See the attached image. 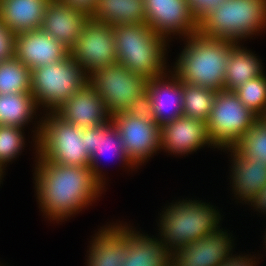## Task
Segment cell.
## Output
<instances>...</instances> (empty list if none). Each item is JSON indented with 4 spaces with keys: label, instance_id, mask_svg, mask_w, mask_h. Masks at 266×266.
<instances>
[{
    "label": "cell",
    "instance_id": "1",
    "mask_svg": "<svg viewBox=\"0 0 266 266\" xmlns=\"http://www.w3.org/2000/svg\"><path fill=\"white\" fill-rule=\"evenodd\" d=\"M35 188L41 211L51 220L61 221L91 205L102 192L89 166H70L38 156ZM101 191V192H100Z\"/></svg>",
    "mask_w": 266,
    "mask_h": 266
},
{
    "label": "cell",
    "instance_id": "2",
    "mask_svg": "<svg viewBox=\"0 0 266 266\" xmlns=\"http://www.w3.org/2000/svg\"><path fill=\"white\" fill-rule=\"evenodd\" d=\"M186 39L187 44L174 65V74L182 82L217 92L224 90L228 57L238 43L208 38L199 33Z\"/></svg>",
    "mask_w": 266,
    "mask_h": 266
},
{
    "label": "cell",
    "instance_id": "3",
    "mask_svg": "<svg viewBox=\"0 0 266 266\" xmlns=\"http://www.w3.org/2000/svg\"><path fill=\"white\" fill-rule=\"evenodd\" d=\"M112 29L117 63L147 80L166 74V40L149 25L120 24L112 25Z\"/></svg>",
    "mask_w": 266,
    "mask_h": 266
},
{
    "label": "cell",
    "instance_id": "4",
    "mask_svg": "<svg viewBox=\"0 0 266 266\" xmlns=\"http://www.w3.org/2000/svg\"><path fill=\"white\" fill-rule=\"evenodd\" d=\"M160 214L161 239L172 255L180 248L216 232L221 215L213 206L198 200L178 201ZM220 219V220H219Z\"/></svg>",
    "mask_w": 266,
    "mask_h": 266
},
{
    "label": "cell",
    "instance_id": "5",
    "mask_svg": "<svg viewBox=\"0 0 266 266\" xmlns=\"http://www.w3.org/2000/svg\"><path fill=\"white\" fill-rule=\"evenodd\" d=\"M265 27L266 0H224L199 21L198 33L239 43Z\"/></svg>",
    "mask_w": 266,
    "mask_h": 266
},
{
    "label": "cell",
    "instance_id": "6",
    "mask_svg": "<svg viewBox=\"0 0 266 266\" xmlns=\"http://www.w3.org/2000/svg\"><path fill=\"white\" fill-rule=\"evenodd\" d=\"M47 115L39 122L35 135L37 156L62 165L89 166L90 154L85 148L82 128L66 122L55 112Z\"/></svg>",
    "mask_w": 266,
    "mask_h": 266
},
{
    "label": "cell",
    "instance_id": "7",
    "mask_svg": "<svg viewBox=\"0 0 266 266\" xmlns=\"http://www.w3.org/2000/svg\"><path fill=\"white\" fill-rule=\"evenodd\" d=\"M87 83L89 76L70 54L31 70V94L37 106H46L49 112H55Z\"/></svg>",
    "mask_w": 266,
    "mask_h": 266
},
{
    "label": "cell",
    "instance_id": "8",
    "mask_svg": "<svg viewBox=\"0 0 266 266\" xmlns=\"http://www.w3.org/2000/svg\"><path fill=\"white\" fill-rule=\"evenodd\" d=\"M147 82L145 77L119 63L98 69L89 76V83L111 116L145 108Z\"/></svg>",
    "mask_w": 266,
    "mask_h": 266
},
{
    "label": "cell",
    "instance_id": "9",
    "mask_svg": "<svg viewBox=\"0 0 266 266\" xmlns=\"http://www.w3.org/2000/svg\"><path fill=\"white\" fill-rule=\"evenodd\" d=\"M259 119L234 91L220 90L206 121L209 138L215 148H232Z\"/></svg>",
    "mask_w": 266,
    "mask_h": 266
},
{
    "label": "cell",
    "instance_id": "10",
    "mask_svg": "<svg viewBox=\"0 0 266 266\" xmlns=\"http://www.w3.org/2000/svg\"><path fill=\"white\" fill-rule=\"evenodd\" d=\"M111 121L119 131L125 152L135 167L161 149L160 127L144 108L116 113L111 116Z\"/></svg>",
    "mask_w": 266,
    "mask_h": 266
},
{
    "label": "cell",
    "instance_id": "11",
    "mask_svg": "<svg viewBox=\"0 0 266 266\" xmlns=\"http://www.w3.org/2000/svg\"><path fill=\"white\" fill-rule=\"evenodd\" d=\"M70 56L88 76L98 69L116 64L117 54L112 26L89 19L79 38L70 48Z\"/></svg>",
    "mask_w": 266,
    "mask_h": 266
},
{
    "label": "cell",
    "instance_id": "12",
    "mask_svg": "<svg viewBox=\"0 0 266 266\" xmlns=\"http://www.w3.org/2000/svg\"><path fill=\"white\" fill-rule=\"evenodd\" d=\"M146 24L161 38L169 34L184 37L198 33L199 22L187 0H144Z\"/></svg>",
    "mask_w": 266,
    "mask_h": 266
},
{
    "label": "cell",
    "instance_id": "13",
    "mask_svg": "<svg viewBox=\"0 0 266 266\" xmlns=\"http://www.w3.org/2000/svg\"><path fill=\"white\" fill-rule=\"evenodd\" d=\"M166 76L167 74L148 80L146 87L144 109L159 127L183 116L182 81L175 74L170 76V80H166Z\"/></svg>",
    "mask_w": 266,
    "mask_h": 266
},
{
    "label": "cell",
    "instance_id": "14",
    "mask_svg": "<svg viewBox=\"0 0 266 266\" xmlns=\"http://www.w3.org/2000/svg\"><path fill=\"white\" fill-rule=\"evenodd\" d=\"M70 49L41 28L15 35L14 56L30 70L66 58Z\"/></svg>",
    "mask_w": 266,
    "mask_h": 266
},
{
    "label": "cell",
    "instance_id": "15",
    "mask_svg": "<svg viewBox=\"0 0 266 266\" xmlns=\"http://www.w3.org/2000/svg\"><path fill=\"white\" fill-rule=\"evenodd\" d=\"M231 241L228 233L219 228L173 253L170 266H220L232 255Z\"/></svg>",
    "mask_w": 266,
    "mask_h": 266
},
{
    "label": "cell",
    "instance_id": "16",
    "mask_svg": "<svg viewBox=\"0 0 266 266\" xmlns=\"http://www.w3.org/2000/svg\"><path fill=\"white\" fill-rule=\"evenodd\" d=\"M55 113L82 129L94 128L111 121L104 101L90 83L75 92Z\"/></svg>",
    "mask_w": 266,
    "mask_h": 266
},
{
    "label": "cell",
    "instance_id": "17",
    "mask_svg": "<svg viewBox=\"0 0 266 266\" xmlns=\"http://www.w3.org/2000/svg\"><path fill=\"white\" fill-rule=\"evenodd\" d=\"M209 145L215 147L208 135L206 121L185 116L160 127V146L175 154H188Z\"/></svg>",
    "mask_w": 266,
    "mask_h": 266
},
{
    "label": "cell",
    "instance_id": "18",
    "mask_svg": "<svg viewBox=\"0 0 266 266\" xmlns=\"http://www.w3.org/2000/svg\"><path fill=\"white\" fill-rule=\"evenodd\" d=\"M82 132L85 134V148L90 154L89 168L93 173L94 179L103 187V175L98 168V161L100 157L105 155L117 156L122 160L126 166L133 168L135 165L128 158L123 141L120 137L119 131L114 126L112 121L94 128H83Z\"/></svg>",
    "mask_w": 266,
    "mask_h": 266
},
{
    "label": "cell",
    "instance_id": "19",
    "mask_svg": "<svg viewBox=\"0 0 266 266\" xmlns=\"http://www.w3.org/2000/svg\"><path fill=\"white\" fill-rule=\"evenodd\" d=\"M90 16L60 0L48 2L41 29L53 38L71 48L79 38Z\"/></svg>",
    "mask_w": 266,
    "mask_h": 266
},
{
    "label": "cell",
    "instance_id": "20",
    "mask_svg": "<svg viewBox=\"0 0 266 266\" xmlns=\"http://www.w3.org/2000/svg\"><path fill=\"white\" fill-rule=\"evenodd\" d=\"M126 261L122 266H170L172 255L161 239L145 236L125 225Z\"/></svg>",
    "mask_w": 266,
    "mask_h": 266
},
{
    "label": "cell",
    "instance_id": "21",
    "mask_svg": "<svg viewBox=\"0 0 266 266\" xmlns=\"http://www.w3.org/2000/svg\"><path fill=\"white\" fill-rule=\"evenodd\" d=\"M95 234L87 266H122L126 261L125 225H109Z\"/></svg>",
    "mask_w": 266,
    "mask_h": 266
},
{
    "label": "cell",
    "instance_id": "22",
    "mask_svg": "<svg viewBox=\"0 0 266 266\" xmlns=\"http://www.w3.org/2000/svg\"><path fill=\"white\" fill-rule=\"evenodd\" d=\"M50 0H0V19L15 35L40 29Z\"/></svg>",
    "mask_w": 266,
    "mask_h": 266
},
{
    "label": "cell",
    "instance_id": "23",
    "mask_svg": "<svg viewBox=\"0 0 266 266\" xmlns=\"http://www.w3.org/2000/svg\"><path fill=\"white\" fill-rule=\"evenodd\" d=\"M227 150H231V156L233 155L231 177L234 194L246 203L266 185V164L247 159L235 147Z\"/></svg>",
    "mask_w": 266,
    "mask_h": 266
},
{
    "label": "cell",
    "instance_id": "24",
    "mask_svg": "<svg viewBox=\"0 0 266 266\" xmlns=\"http://www.w3.org/2000/svg\"><path fill=\"white\" fill-rule=\"evenodd\" d=\"M90 19L110 26L146 23L144 0H97Z\"/></svg>",
    "mask_w": 266,
    "mask_h": 266
},
{
    "label": "cell",
    "instance_id": "25",
    "mask_svg": "<svg viewBox=\"0 0 266 266\" xmlns=\"http://www.w3.org/2000/svg\"><path fill=\"white\" fill-rule=\"evenodd\" d=\"M264 74L260 60L249 50L237 45L228 57L224 90L234 91L245 82Z\"/></svg>",
    "mask_w": 266,
    "mask_h": 266
},
{
    "label": "cell",
    "instance_id": "26",
    "mask_svg": "<svg viewBox=\"0 0 266 266\" xmlns=\"http://www.w3.org/2000/svg\"><path fill=\"white\" fill-rule=\"evenodd\" d=\"M36 109L38 106L31 93L0 94V125L23 128L33 119Z\"/></svg>",
    "mask_w": 266,
    "mask_h": 266
},
{
    "label": "cell",
    "instance_id": "27",
    "mask_svg": "<svg viewBox=\"0 0 266 266\" xmlns=\"http://www.w3.org/2000/svg\"><path fill=\"white\" fill-rule=\"evenodd\" d=\"M183 116L207 121L214 105L217 91L199 85L182 82Z\"/></svg>",
    "mask_w": 266,
    "mask_h": 266
},
{
    "label": "cell",
    "instance_id": "28",
    "mask_svg": "<svg viewBox=\"0 0 266 266\" xmlns=\"http://www.w3.org/2000/svg\"><path fill=\"white\" fill-rule=\"evenodd\" d=\"M31 93V70L15 56L0 62V94Z\"/></svg>",
    "mask_w": 266,
    "mask_h": 266
},
{
    "label": "cell",
    "instance_id": "29",
    "mask_svg": "<svg viewBox=\"0 0 266 266\" xmlns=\"http://www.w3.org/2000/svg\"><path fill=\"white\" fill-rule=\"evenodd\" d=\"M234 147L247 159L266 164V120L260 118Z\"/></svg>",
    "mask_w": 266,
    "mask_h": 266
},
{
    "label": "cell",
    "instance_id": "30",
    "mask_svg": "<svg viewBox=\"0 0 266 266\" xmlns=\"http://www.w3.org/2000/svg\"><path fill=\"white\" fill-rule=\"evenodd\" d=\"M240 101L260 118L266 115L265 74L245 82L234 90Z\"/></svg>",
    "mask_w": 266,
    "mask_h": 266
},
{
    "label": "cell",
    "instance_id": "31",
    "mask_svg": "<svg viewBox=\"0 0 266 266\" xmlns=\"http://www.w3.org/2000/svg\"><path fill=\"white\" fill-rule=\"evenodd\" d=\"M22 128L0 125V165L4 168L7 162L16 158L24 146Z\"/></svg>",
    "mask_w": 266,
    "mask_h": 266
},
{
    "label": "cell",
    "instance_id": "32",
    "mask_svg": "<svg viewBox=\"0 0 266 266\" xmlns=\"http://www.w3.org/2000/svg\"><path fill=\"white\" fill-rule=\"evenodd\" d=\"M15 34L0 19V62L14 56Z\"/></svg>",
    "mask_w": 266,
    "mask_h": 266
},
{
    "label": "cell",
    "instance_id": "33",
    "mask_svg": "<svg viewBox=\"0 0 266 266\" xmlns=\"http://www.w3.org/2000/svg\"><path fill=\"white\" fill-rule=\"evenodd\" d=\"M192 13L199 22L207 13L215 9L224 0H187Z\"/></svg>",
    "mask_w": 266,
    "mask_h": 266
},
{
    "label": "cell",
    "instance_id": "34",
    "mask_svg": "<svg viewBox=\"0 0 266 266\" xmlns=\"http://www.w3.org/2000/svg\"><path fill=\"white\" fill-rule=\"evenodd\" d=\"M63 3L73 7L77 11H82L88 16L94 12V9L97 5V0H60Z\"/></svg>",
    "mask_w": 266,
    "mask_h": 266
},
{
    "label": "cell",
    "instance_id": "35",
    "mask_svg": "<svg viewBox=\"0 0 266 266\" xmlns=\"http://www.w3.org/2000/svg\"><path fill=\"white\" fill-rule=\"evenodd\" d=\"M247 256H235L225 259L220 266H256L257 262ZM256 262V263H255Z\"/></svg>",
    "mask_w": 266,
    "mask_h": 266
},
{
    "label": "cell",
    "instance_id": "36",
    "mask_svg": "<svg viewBox=\"0 0 266 266\" xmlns=\"http://www.w3.org/2000/svg\"><path fill=\"white\" fill-rule=\"evenodd\" d=\"M249 202L251 203V206L253 205L256 207V210L259 209L261 212L263 211V213H266V185L262 191L252 197L248 203Z\"/></svg>",
    "mask_w": 266,
    "mask_h": 266
},
{
    "label": "cell",
    "instance_id": "37",
    "mask_svg": "<svg viewBox=\"0 0 266 266\" xmlns=\"http://www.w3.org/2000/svg\"><path fill=\"white\" fill-rule=\"evenodd\" d=\"M4 168L0 165V179L2 180V174L4 173L3 172ZM0 180V182H1Z\"/></svg>",
    "mask_w": 266,
    "mask_h": 266
}]
</instances>
